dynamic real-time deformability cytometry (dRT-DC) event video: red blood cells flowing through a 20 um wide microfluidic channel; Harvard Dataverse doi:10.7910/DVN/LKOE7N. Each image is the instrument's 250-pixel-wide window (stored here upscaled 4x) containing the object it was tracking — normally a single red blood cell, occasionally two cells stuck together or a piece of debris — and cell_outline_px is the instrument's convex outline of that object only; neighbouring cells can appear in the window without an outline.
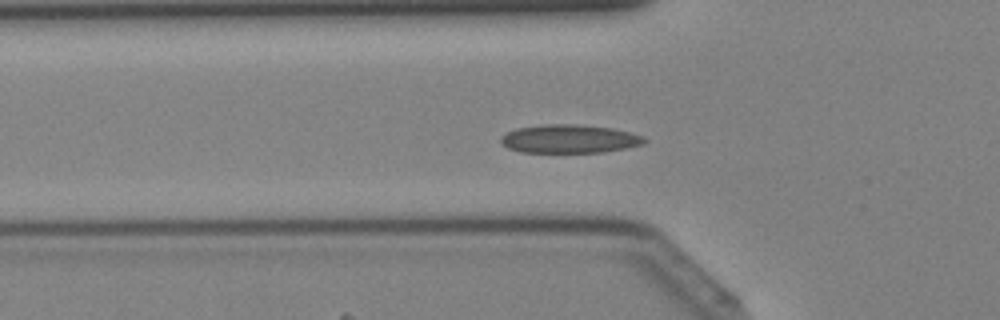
{"species": "Egyptian fruit bat (a non-hibernating species)", "species_latin": "Rousettus aegyptiacus", "temperature_condition": "cold", "stored_images_in_passage": 43, "camera_frame_rate_fps": 3000, "um_per_image_px": 0.085, "animal": {"sex": "female"}, "frame": {"image": 1, "passage_image": 15, "time_ms": 4.667, "image_size_px": [1000, 320], "cell_outline_px": [[648, 140], [644, 144], [604, 152], [520, 152], [508, 148], [500, 144], [500, 136], [516, 128], [544, 124], [572, 124], [612, 128], [628, 132], [640, 136]], "centroid_in_image_um": [48.34, 11.8], "position_along_channel_um": 77.5, "area_um2": 23.7}}
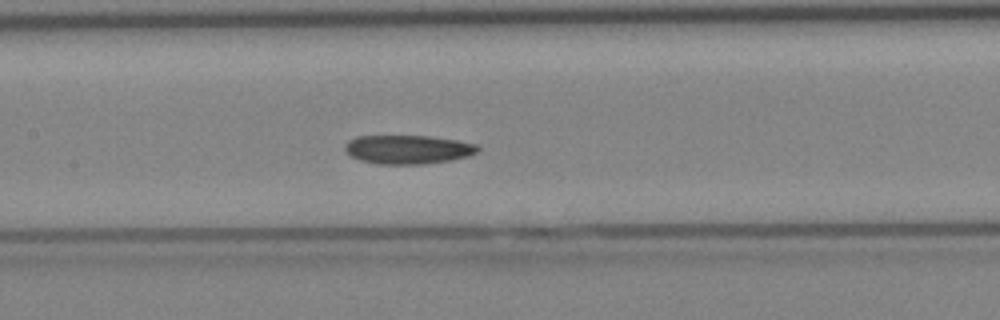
{"frame": {"image": 2, "passage_image": 21, "time_ms": 6.667, "image_size_px": [1000, 320], "cell_outline_px": [[480, 148], [476, 152], [468, 156], [448, 160], [424, 164], [376, 164], [360, 160], [348, 156], [344, 148], [344, 144], [348, 140], [356, 136], [428, 136], [456, 140], [476, 144]], "centroid_in_image_um": [34.6, 12.7], "position_along_channel_um": 172.8, "area_um2": 22.37}}
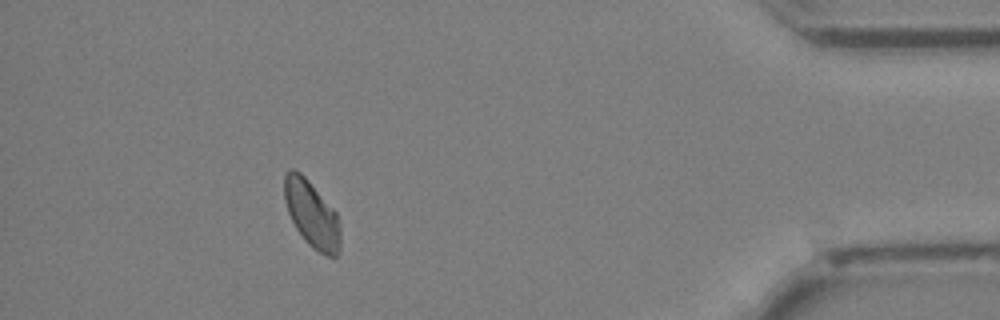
{"frame": {"image": 3, "passage_image": 39, "time_ms": 12.667, "image_size_px": [1000, 320], "cell_outline_px": [[340, 252], [336, 256], [328, 256], [312, 248], [304, 240], [296, 228], [288, 212], [284, 200], [284, 172], [292, 168], [296, 168], [308, 180], [336, 212], [340, 224]], "centroid_in_image_um": [26.49, 18.19], "position_along_channel_um": 408.7, "area_um2": 21.85}}